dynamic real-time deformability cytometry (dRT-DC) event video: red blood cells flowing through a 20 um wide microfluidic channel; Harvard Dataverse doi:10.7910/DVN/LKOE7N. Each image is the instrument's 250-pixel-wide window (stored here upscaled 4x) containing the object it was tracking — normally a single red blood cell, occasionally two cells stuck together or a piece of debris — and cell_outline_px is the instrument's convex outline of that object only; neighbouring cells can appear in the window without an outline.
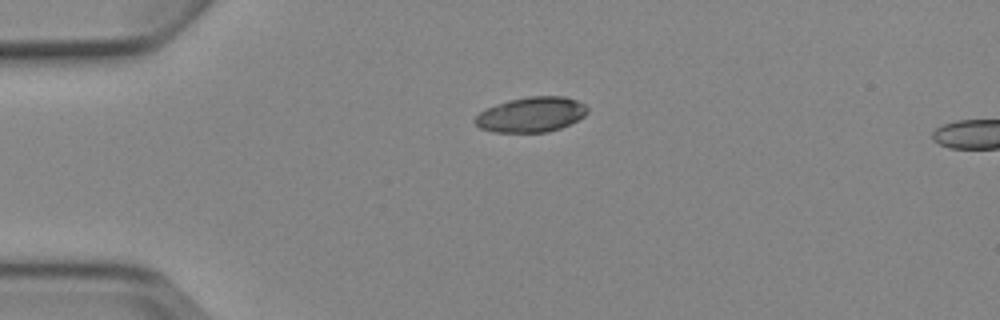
{"species": "Egyptian fruit bat (a non-hibernating species)", "species_latin": "Rousettus aegyptiacus", "temperature_condition": "cold", "stored_images_in_passage": 3, "camera_frame_rate_fps": 3000, "um_per_image_px": 0.085, "animal": {"sex": "female"}, "frame": {"image": 1, "passage_image": 1, "time_ms": 0.0, "image_size_px": [1000, 320], "cell_outline_px": [[588, 112], [584, 116], [560, 128], [548, 132], [492, 132], [480, 128], [472, 120], [480, 112], [496, 104], [508, 100], [528, 96], [564, 96], [576, 100], [584, 104], [588, 108]], "centroid_in_image_um": [45.14, 9.73], "position_along_channel_um": 39.9, "area_um2": 22.95}}
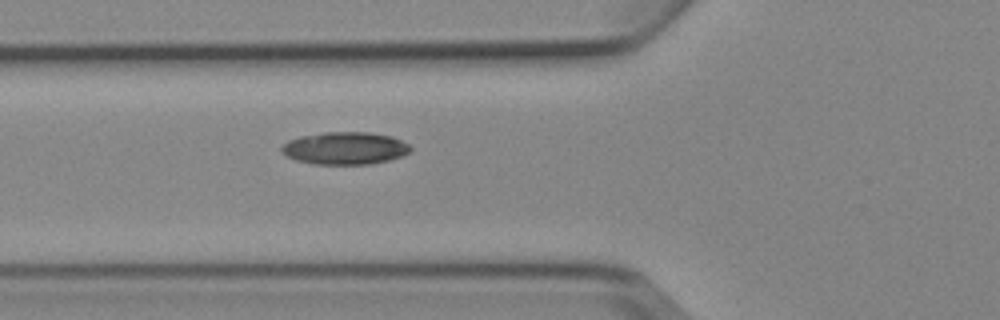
{"frame": {"image": 2, "passage_image": 3, "time_ms": 2.333, "image_size_px": [1000, 320], "cell_outline_px": [[412, 152], [388, 160], [368, 164], [316, 164], [296, 160], [288, 156], [280, 148], [288, 140], [300, 136], [324, 132], [368, 132], [392, 136], [408, 144], [412, 148]], "centroid_in_image_um": [29.34, 12.59], "position_along_channel_um": 96.5, "area_um2": 24.28}}